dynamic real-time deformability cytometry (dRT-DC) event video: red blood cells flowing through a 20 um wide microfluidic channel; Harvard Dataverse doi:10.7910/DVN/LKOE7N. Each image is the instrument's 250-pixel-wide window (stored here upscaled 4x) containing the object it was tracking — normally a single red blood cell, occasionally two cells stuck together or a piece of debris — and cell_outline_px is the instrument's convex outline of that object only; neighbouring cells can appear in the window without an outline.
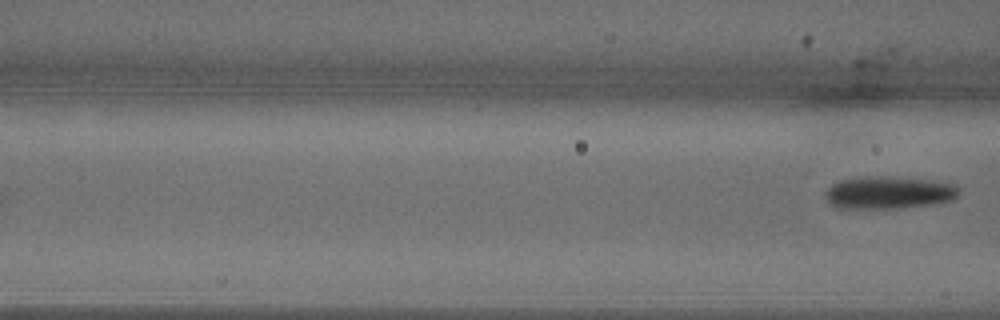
{"species": "common noctule bat (a hibernating species)", "species_latin": "Nyctalus noctula", "temperature_condition": "warm", "stored_images_in_passage": 6, "camera_frame_rate_fps": 3000, "um_per_image_px": 0.085, "animal": {"sex": "male", "body_mass_g": 18.8}, "frame": {"image": 1, "passage_image": 6, "time_ms": 1.667, "image_size_px": [1000, 320], "cell_outline_px": [[960, 192], [952, 200], [936, 204], [896, 208], [836, 208], [824, 196], [824, 192], [832, 184], [840, 180], [868, 176], [928, 180], [956, 184]], "centroid_in_image_um": [75.54, 16.38], "position_along_channel_um": 91.1, "area_um2": 25.09}}